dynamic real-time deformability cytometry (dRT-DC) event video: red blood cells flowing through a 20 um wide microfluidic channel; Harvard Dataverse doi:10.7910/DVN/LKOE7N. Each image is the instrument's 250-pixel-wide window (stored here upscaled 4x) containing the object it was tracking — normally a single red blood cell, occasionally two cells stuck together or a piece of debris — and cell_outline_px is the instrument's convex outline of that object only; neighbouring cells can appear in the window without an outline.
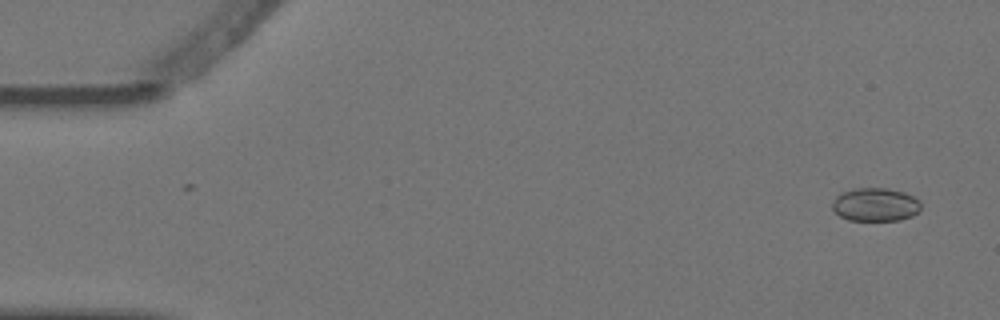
{"species": "Egyptian fruit bat (a non-hibernating species)", "species_latin": "Rousettus aegyptiacus", "temperature_condition": "warm", "stored_images_in_passage": 5, "camera_frame_rate_fps": 3000, "um_per_image_px": 0.085, "animal": {"sex": "female"}, "frame": {"image": 1, "passage_image": 1, "time_ms": 0.0, "image_size_px": [1000, 320], "cell_outline_px": [[920, 212], [912, 216], [900, 220], [848, 220], [840, 216], [832, 208], [832, 204], [836, 196], [840, 192], [852, 188], [888, 188], [904, 192], [920, 200]], "centroid_in_image_um": [74.41, 17.38], "position_along_channel_um": 10.6, "area_um2": 17.4}}
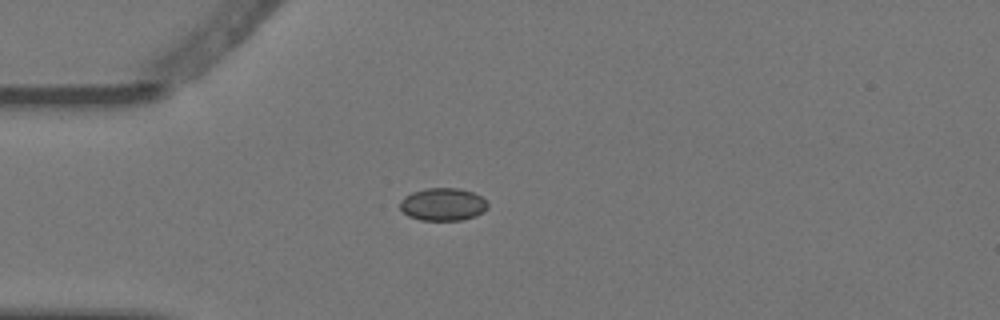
{"frame": {"image": 2, "passage_image": 4, "time_ms": 1.0, "image_size_px": [1000, 320], "cell_outline_px": [[488, 208], [484, 212], [476, 216], [460, 220], [420, 220], [408, 216], [400, 208], [400, 204], [404, 196], [412, 192], [424, 188], [460, 188], [472, 192], [488, 200]], "centroid_in_image_um": [37.67, 17.36], "position_along_channel_um": 47.3, "area_um2": 16.88}}